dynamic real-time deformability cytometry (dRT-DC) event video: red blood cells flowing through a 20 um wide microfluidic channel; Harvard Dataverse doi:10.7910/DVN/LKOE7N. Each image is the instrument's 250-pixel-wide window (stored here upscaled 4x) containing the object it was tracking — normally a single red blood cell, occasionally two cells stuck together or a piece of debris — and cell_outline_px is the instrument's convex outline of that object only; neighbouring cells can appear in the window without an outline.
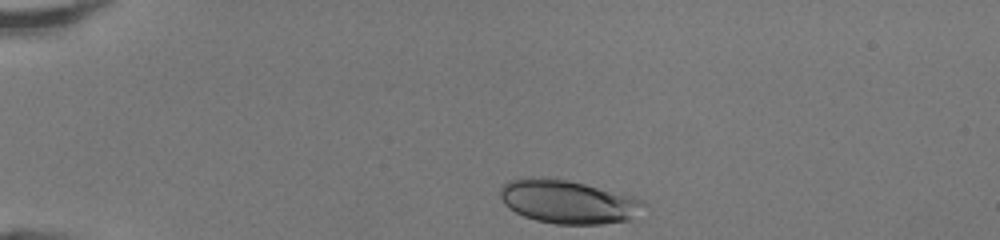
{"species": "human", "species_latin": "Homo sapiens", "temperature_condition": "room temperature", "stored_images_in_passage": 32, "camera_frame_rate_fps": 3000, "um_per_image_px": 0.085, "donor": {"sex": "female"}, "frame": {"image": 1, "passage_image": 1, "time_ms": 0.0, "image_size_px": [1000, 240], "cell_outline_px": [[648, 204], [632, 220], [600, 224], [556, 224], [536, 220], [524, 216], [508, 208], [504, 204], [500, 196], [500, 188], [508, 180], [524, 176], [548, 176], [568, 180], [632, 196]], "centroid_in_image_um": [48.25, 17.13], "position_along_channel_um": 36.8, "area_um2": 36.76}}
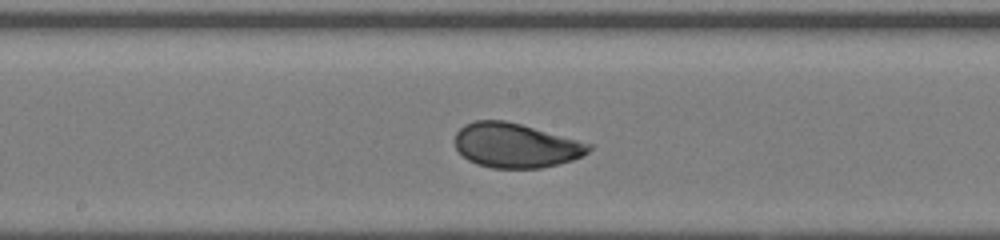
{"frame": {"image": 2, "passage_image": 17, "time_ms": 5.333, "image_size_px": [1000, 240], "cell_outline_px": [[592, 148], [588, 152], [572, 160], [540, 168], [492, 168], [476, 164], [468, 160], [456, 148], [456, 132], [464, 124], [476, 120], [504, 120], [520, 124], [592, 144]], "centroid_in_image_um": [43.81, 12.36], "position_along_channel_um": 204.4, "area_um2": 34.39}}
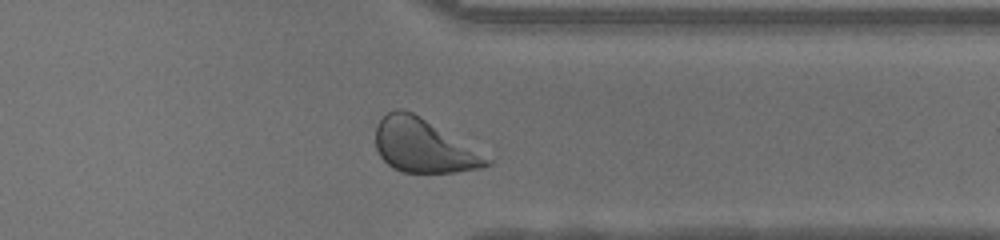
{"frame": {"image": 3, "passage_image": 29, "time_ms": 9.333, "image_size_px": [1000, 240], "cell_outline_px": [[492, 164], [480, 168], [456, 172], [400, 172], [392, 168], [380, 156], [376, 148], [376, 124], [388, 112], [396, 108], [400, 108], [412, 112], [420, 116], [492, 160]], "centroid_in_image_um": [35.94, 12.4], "position_along_channel_um": 375.5, "area_um2": 34.1}, "authors_computed_cell_mechanics": {"area_um2": 34.9112, "velocity_mm_per_s": 4.2869, "shape_relaxation_time_tau1_ms": 2.832, "shape_relaxation_time_tau2_ms": 0.635, "deformation_change_tau1": 0.1253, "deformation_change_tau2": 0.0536}}